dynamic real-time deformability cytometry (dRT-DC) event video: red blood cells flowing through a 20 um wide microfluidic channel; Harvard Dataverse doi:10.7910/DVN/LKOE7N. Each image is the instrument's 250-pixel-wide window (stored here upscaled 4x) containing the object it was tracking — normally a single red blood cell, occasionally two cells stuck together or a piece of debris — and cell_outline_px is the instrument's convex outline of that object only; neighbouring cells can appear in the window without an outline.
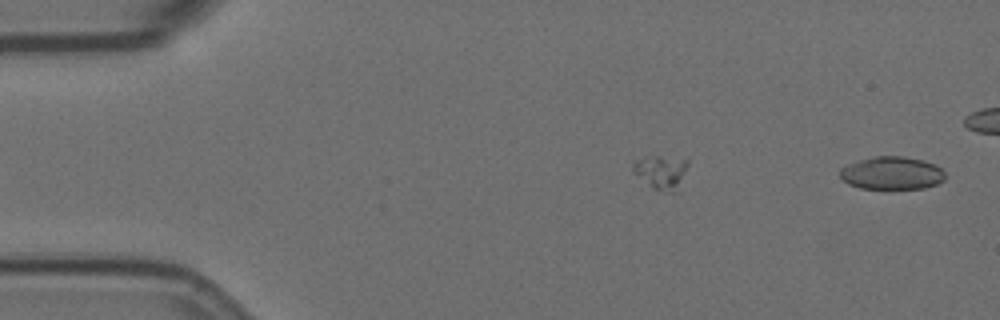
{"species": "Egyptian fruit bat (a non-hibernating species)", "species_latin": "Rousettus aegyptiacus", "temperature_condition": "room temperature", "stored_images_in_passage": 50, "camera_frame_rate_fps": 3000, "um_per_image_px": 0.085, "animal": {"sex": "female"}, "frame": {"image": 1, "passage_image": 1, "time_ms": 0.0, "image_size_px": [1000, 320], "cell_outline_px": [[944, 180], [936, 184], [924, 188], [888, 192], [860, 188], [848, 184], [840, 176], [840, 168], [848, 164], [872, 156], [904, 156], [920, 160], [932, 164], [940, 168], [944, 172]], "centroid_in_image_um": [75.77, 14.77], "position_along_channel_um": 9.2, "area_um2": 20.81}}
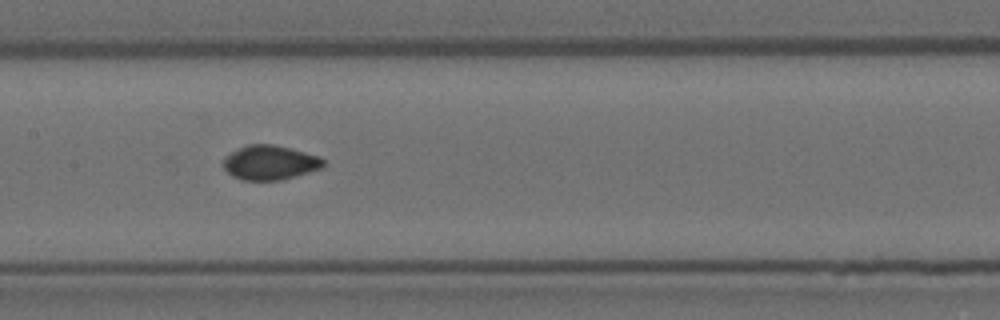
{"frame": {"image": 2, "passage_image": 27, "time_ms": 8.667, "image_size_px": [1000, 320], "cell_outline_px": [[324, 168], [280, 180], [240, 180], [232, 176], [220, 164], [224, 156], [248, 144], [272, 144], [320, 156], [324, 160]], "centroid_in_image_um": [22.92, 13.83], "position_along_channel_um": 184.5, "area_um2": 20.17}}
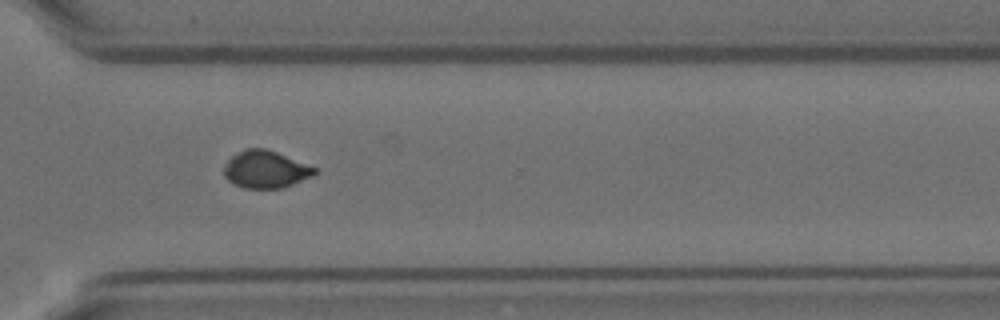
{"frame": {"image": 3, "passage_image": 41, "time_ms": 13.333, "image_size_px": [1000, 320], "cell_outline_px": [[316, 172], [312, 176], [292, 184], [280, 188], [244, 188], [232, 184], [224, 176], [224, 164], [232, 156], [244, 148], [264, 148], [276, 152], [316, 168]], "centroid_in_image_um": [22.52, 14.4], "position_along_channel_um": 348.1, "area_um2": 19.54}, "authors_computed_cell_mechanics": {"area_um2": 20.2589, "velocity_mm_per_s": 3.5153, "shape_relaxation_time_tau1_ms": null, "shape_relaxation_time_tau2_ms": 1.0103, "deformation_change_tau1": null, "deformation_change_tau2": 0.0334}}